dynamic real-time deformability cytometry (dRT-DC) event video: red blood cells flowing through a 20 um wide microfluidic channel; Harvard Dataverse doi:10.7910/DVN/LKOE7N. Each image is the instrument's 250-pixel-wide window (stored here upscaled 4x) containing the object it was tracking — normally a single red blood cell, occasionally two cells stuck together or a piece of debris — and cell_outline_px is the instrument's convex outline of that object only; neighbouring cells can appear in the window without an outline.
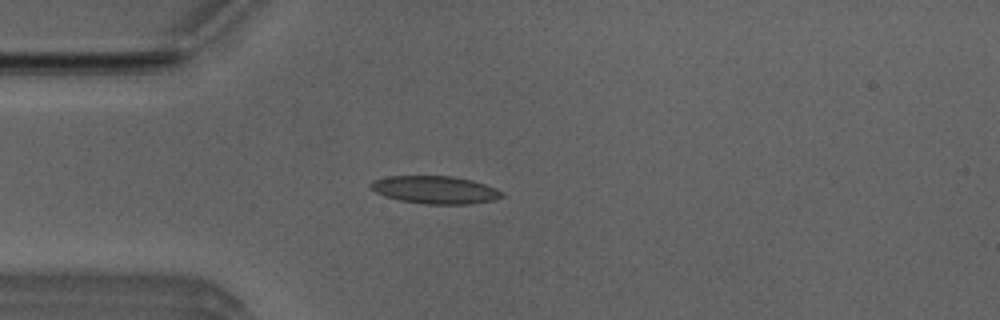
{"species": "Egyptian fruit bat (a non-hibernating species)", "species_latin": "Rousettus aegyptiacus", "temperature_condition": "room temperature", "stored_images_in_passage": 5, "camera_frame_rate_fps": 3000, "um_per_image_px": 0.085, "animal": {"sex": "male"}, "frame": {"image": 1, "passage_image": 4, "time_ms": 1.0, "image_size_px": [1000, 320], "cell_outline_px": [[504, 196], [492, 200], [468, 204], [424, 204], [400, 200], [384, 196], [376, 192], [368, 184], [372, 180], [388, 176], [452, 176], [472, 180], [496, 188], [504, 192]], "centroid_in_image_um": [36.98, 16.13], "position_along_channel_um": 48.0, "area_um2": 21.21}}